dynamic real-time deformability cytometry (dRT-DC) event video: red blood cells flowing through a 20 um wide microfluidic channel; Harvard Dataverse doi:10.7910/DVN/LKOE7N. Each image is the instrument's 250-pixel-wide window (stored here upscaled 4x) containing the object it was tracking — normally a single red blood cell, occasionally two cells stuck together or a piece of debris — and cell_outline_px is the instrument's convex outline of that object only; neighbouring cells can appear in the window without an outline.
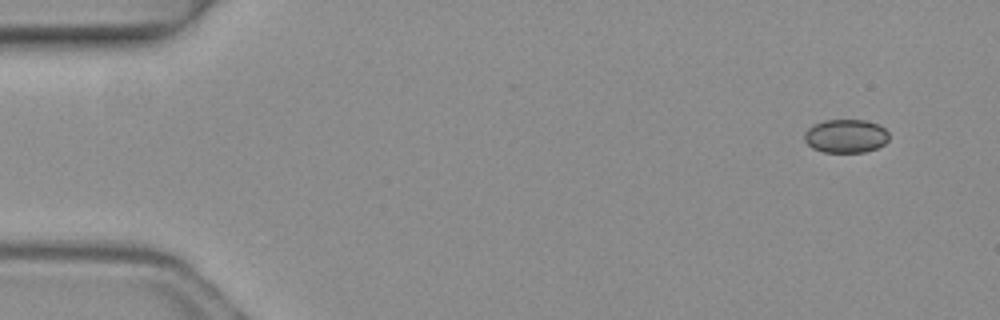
{"species": "common noctule bat (a hibernating species)", "species_latin": "Nyctalus noctula", "temperature_condition": "warm", "stored_images_in_passage": 4, "camera_frame_rate_fps": 3000, "um_per_image_px": 0.085, "animal": {"sex": "female", "body_mass_g": 19.3, "forearm_length_mm": 54.1}, "frame": {"image": 1, "passage_image": 1, "time_ms": 0.0, "image_size_px": [1000, 320], "cell_outline_px": [[888, 140], [884, 144], [876, 148], [864, 152], [824, 152], [812, 148], [804, 140], [804, 132], [812, 124], [824, 120], [864, 120], [876, 124], [884, 128], [888, 132]], "centroid_in_image_um": [71.86, 11.56], "position_along_channel_um": 13.1, "area_um2": 16.53}}
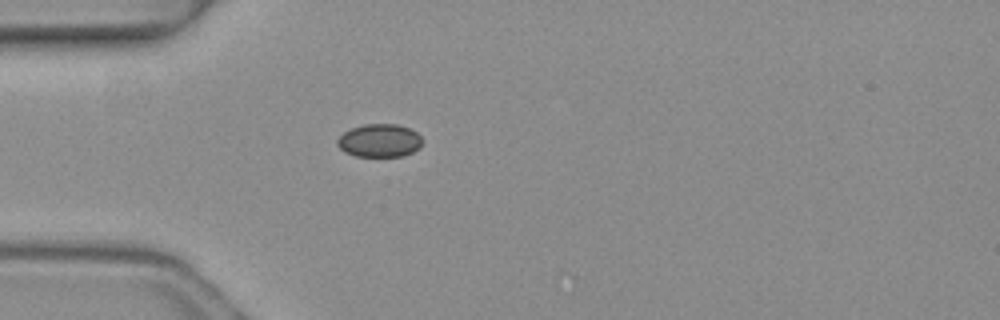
{"frame": {"image": 2, "passage_image": 4, "time_ms": 1.0, "image_size_px": [1000, 320], "cell_outline_px": [[424, 140], [420, 148], [404, 156], [356, 156], [344, 152], [336, 144], [336, 140], [344, 132], [352, 128], [364, 124], [396, 124], [408, 128], [416, 132]], "centroid_in_image_um": [32.27, 11.95], "position_along_channel_um": 52.7, "area_um2": 16.47}}